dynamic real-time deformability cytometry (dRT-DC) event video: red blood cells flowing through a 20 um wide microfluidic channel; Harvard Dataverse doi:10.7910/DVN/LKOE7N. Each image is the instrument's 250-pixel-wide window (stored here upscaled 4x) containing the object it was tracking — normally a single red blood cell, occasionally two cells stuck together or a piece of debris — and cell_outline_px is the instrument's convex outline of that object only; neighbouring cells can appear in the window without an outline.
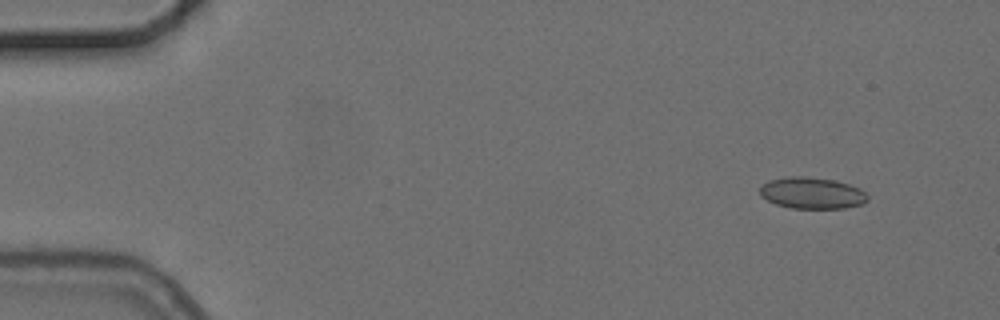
{"species": "common noctule bat (a hibernating species)", "species_latin": "Nyctalus noctula", "temperature_condition": "cold", "stored_images_in_passage": 9, "camera_frame_rate_fps": 3000, "um_per_image_px": 0.085, "animal": {"sex": "female", "body_mass_g": 24.6, "forearm_length_mm": 56.2}, "frame": {"image": 1, "passage_image": 2, "time_ms": 1.333, "image_size_px": [1000, 320], "cell_outline_px": [[868, 200], [860, 204], [844, 208], [792, 208], [776, 204], [760, 196], [760, 188], [768, 180], [792, 176], [804, 176], [832, 180], [848, 184], [860, 188], [868, 196]], "centroid_in_image_um": [69.0, 16.41], "position_along_channel_um": 16.0, "area_um2": 19.54}}
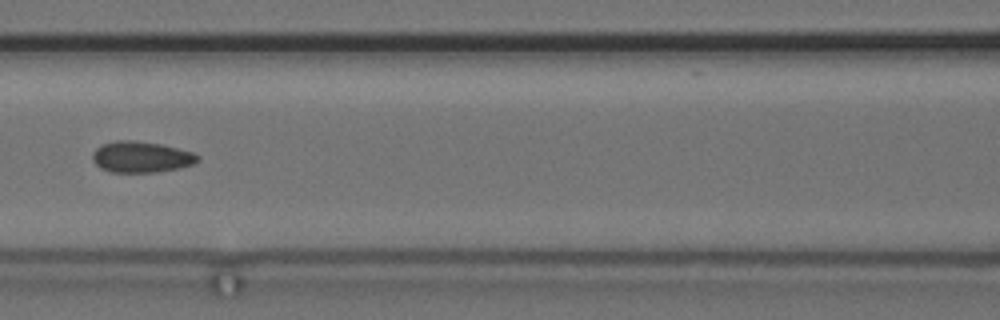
{"frame": {"image": 2, "passage_image": 7, "time_ms": 8.0, "image_size_px": [1000, 320], "cell_outline_px": [[200, 160], [192, 164], [180, 168], [156, 172], [112, 172], [100, 168], [92, 160], [92, 152], [96, 148], [104, 144], [116, 140], [132, 140], [164, 144], [192, 152], [200, 156]], "centroid_in_image_um": [12.01, 13.34], "position_along_channel_um": 154.6, "area_um2": 19.19}}
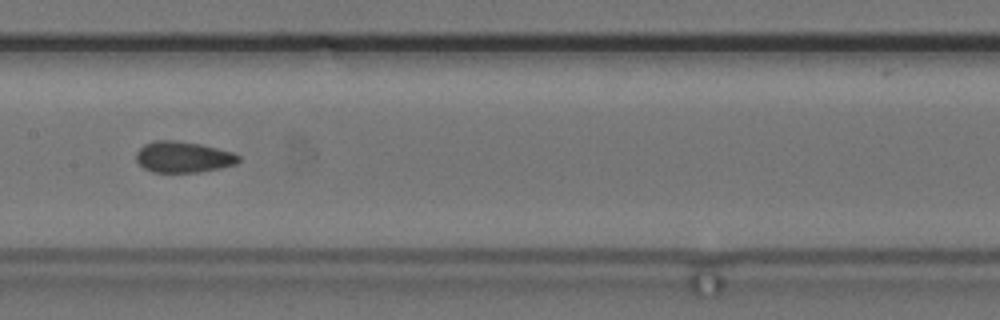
{"frame": {"image": 3, "passage_image": 8, "time_ms": 9.0, "image_size_px": [1000, 320], "cell_outline_px": [[240, 160], [236, 164], [220, 168], [200, 172], [152, 172], [144, 168], [136, 160], [136, 152], [144, 144], [156, 140], [176, 140], [200, 144], [232, 152], [240, 156]], "centroid_in_image_um": [15.57, 13.34], "position_along_channel_um": 191.8, "area_um2": 18.55}}